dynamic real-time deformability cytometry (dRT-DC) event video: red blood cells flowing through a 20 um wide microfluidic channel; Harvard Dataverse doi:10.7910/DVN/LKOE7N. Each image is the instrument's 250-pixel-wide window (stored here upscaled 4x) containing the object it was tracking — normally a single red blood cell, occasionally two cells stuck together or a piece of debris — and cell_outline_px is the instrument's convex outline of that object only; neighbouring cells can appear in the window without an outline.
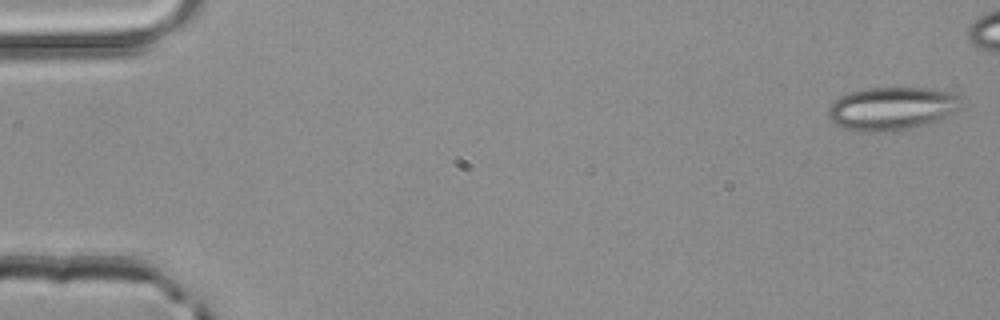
{"species": "common noctule bat (a hibernating species)", "species_latin": "Nyctalus noctula", "temperature_condition": "room temperature", "stored_images_in_passage": 5, "camera_frame_rate_fps": 3000, "um_per_image_px": 0.085, "animal": {"sex": "male", "body_mass_g": 20.4}, "frame": {"image": 1, "passage_image": 1, "time_ms": 0.0, "image_size_px": [1000, 320], "cell_outline_px": [[964, 108], [932, 124], [908, 128], [876, 132], [860, 132], [844, 128], [836, 124], [828, 116], [828, 108], [840, 96], [848, 92], [868, 88], [924, 88], [956, 92], [960, 96]], "centroid_in_image_um": [75.89, 9.22], "position_along_channel_um": 9.1, "area_um2": 33.87}}